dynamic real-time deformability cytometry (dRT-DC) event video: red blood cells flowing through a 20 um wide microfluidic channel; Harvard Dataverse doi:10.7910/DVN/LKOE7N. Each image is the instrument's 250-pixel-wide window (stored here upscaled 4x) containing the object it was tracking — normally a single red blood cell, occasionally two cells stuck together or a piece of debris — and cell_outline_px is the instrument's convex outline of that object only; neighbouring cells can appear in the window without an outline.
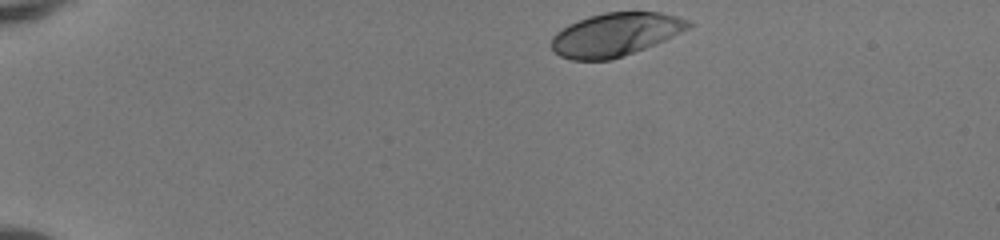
{"species": "human", "species_latin": "Homo sapiens", "temperature_condition": "room temperature", "stored_images_in_passage": 42, "camera_frame_rate_fps": 3000, "um_per_image_px": 0.085, "donor": {"sex": "female"}, "frame": {"image": 1, "passage_image": 1, "time_ms": 0.0, "image_size_px": [1000, 240], "cell_outline_px": [[692, 24], [688, 28], [664, 40], [624, 56], [612, 60], [572, 60], [560, 56], [552, 52], [552, 36], [556, 32], [568, 24], [588, 16], [604, 12], [660, 12], [692, 20]], "centroid_in_image_um": [52.28, 2.93], "position_along_channel_um": 32.7, "area_um2": 34.56}}
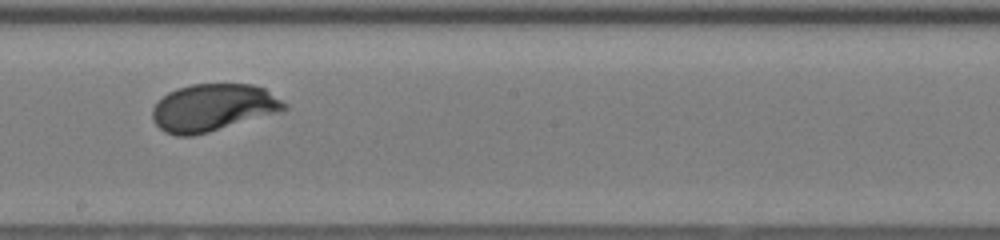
{"frame": {"image": 2, "passage_image": 22, "time_ms": 7.0, "image_size_px": [1000, 240], "cell_outline_px": [[288, 108], [276, 112], [208, 132], [192, 136], [176, 136], [164, 132], [152, 120], [152, 108], [168, 92], [176, 88], [192, 84], [252, 84], [264, 88], [288, 104]], "centroid_in_image_um": [18.06, 9.14], "position_along_channel_um": 230.1, "area_um2": 36.01}}
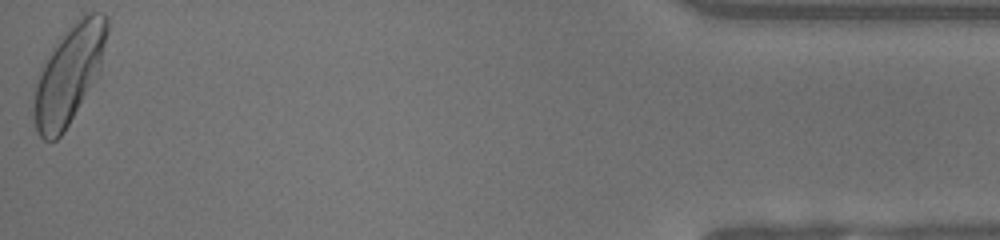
{"frame": {"image": 3, "passage_image": 42, "time_ms": 13.667, "image_size_px": [1000, 240], "cell_outline_px": [[108, 32], [100, 68], [96, 76], [64, 132], [56, 140], [44, 140], [36, 132], [32, 116], [32, 88], [52, 48], [60, 36], [84, 12], [104, 12], [108, 16]], "centroid_in_image_um": [5.82, 6.31], "position_along_channel_um": 429.4, "area_um2": 41.91}, "authors_computed_cell_mechanics": {"area_um2": 35.9805, "velocity_mm_per_s": 4.0838, "shape_relaxation_time_tau1_ms": 1.9416, "shape_relaxation_time_tau2_ms": null, "deformation_change_tau1": 0.1349, "deformation_change_tau2": null}}